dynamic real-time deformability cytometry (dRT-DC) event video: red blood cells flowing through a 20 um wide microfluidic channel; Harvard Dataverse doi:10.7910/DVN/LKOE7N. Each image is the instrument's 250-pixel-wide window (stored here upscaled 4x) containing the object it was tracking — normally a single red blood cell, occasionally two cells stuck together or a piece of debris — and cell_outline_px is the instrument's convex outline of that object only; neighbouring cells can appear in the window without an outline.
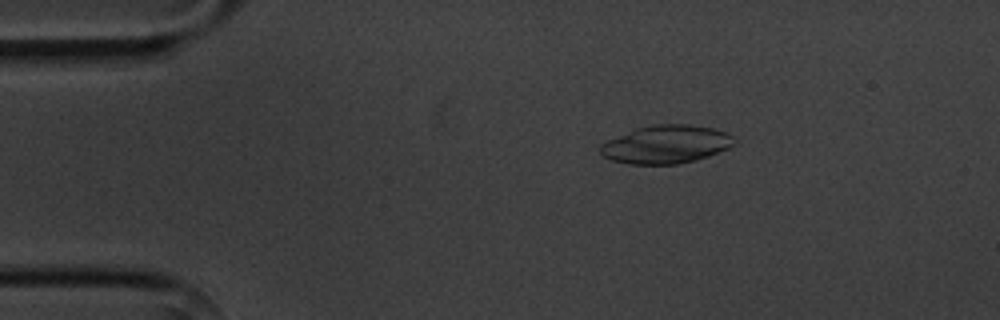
{"species": "common noctule bat (a hibernating species)", "species_latin": "Nyctalus noctula", "temperature_condition": "cold", "stored_images_in_passage": 4, "camera_frame_rate_fps": 3000, "um_per_image_px": 0.085, "animal": {"sex": "male", "body_mass_g": 20.1, "forearm_length_mm": 53.5}, "frame": {"image": 1, "passage_image": 1, "time_ms": 0.0, "image_size_px": [1000, 320], "cell_outline_px": [[736, 140], [728, 148], [708, 156], [696, 160], [680, 164], [628, 164], [612, 160], [604, 156], [600, 152], [600, 144], [608, 140], [636, 128], [652, 124], [688, 124], [712, 128], [728, 132]], "centroid_in_image_um": [56.62, 12.27], "position_along_channel_um": 28.4, "area_um2": 29.77}}